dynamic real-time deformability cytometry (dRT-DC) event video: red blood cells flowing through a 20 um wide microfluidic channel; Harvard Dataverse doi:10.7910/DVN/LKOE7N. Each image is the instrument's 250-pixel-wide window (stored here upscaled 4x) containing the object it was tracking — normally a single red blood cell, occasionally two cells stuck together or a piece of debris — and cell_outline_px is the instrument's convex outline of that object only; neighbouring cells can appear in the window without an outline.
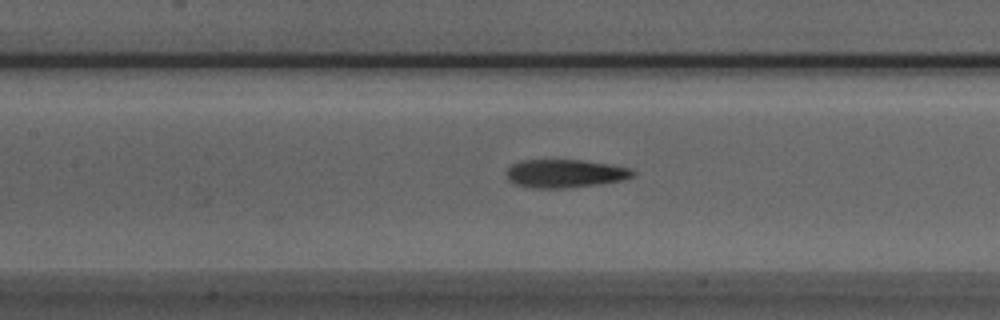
{"species": "Egyptian fruit bat (a non-hibernating species)", "species_latin": "Rousettus aegyptiacus", "temperature_condition": "room temperature", "stored_images_in_passage": 37, "camera_frame_rate_fps": 3000, "um_per_image_px": 0.085, "animal": {"sex": "male"}, "frame": {"image": 1, "passage_image": 8, "time_ms": 2.333, "image_size_px": [1000, 320], "cell_outline_px": [[636, 176], [620, 180], [564, 188], [536, 188], [516, 184], [508, 180], [508, 168], [512, 164], [520, 160], [580, 160], [612, 164], [632, 168], [636, 172]], "centroid_in_image_um": [48.06, 14.73], "position_along_channel_um": 159.3, "area_um2": 20.58}}
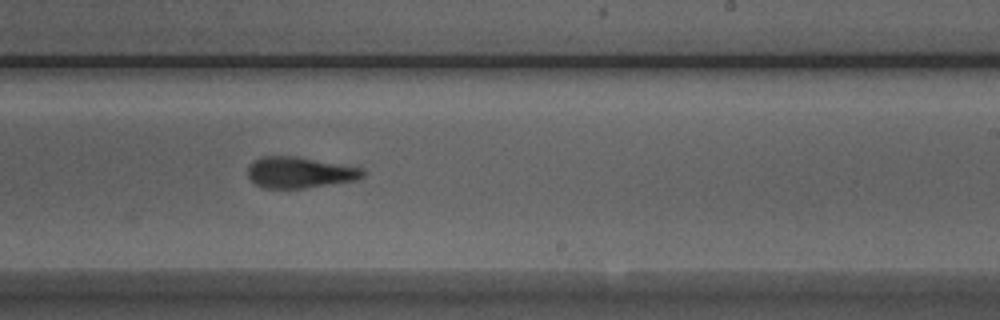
{"frame": {"image": 2, "passage_image": 16, "time_ms": 5.0, "image_size_px": [1000, 320], "cell_outline_px": [[368, 172], [360, 180], [300, 188], [264, 188], [256, 184], [248, 176], [248, 164], [252, 160], [260, 156], [296, 156], [364, 168]], "centroid_in_image_um": [25.5, 14.64], "position_along_channel_um": 263.5, "area_um2": 21.1}}
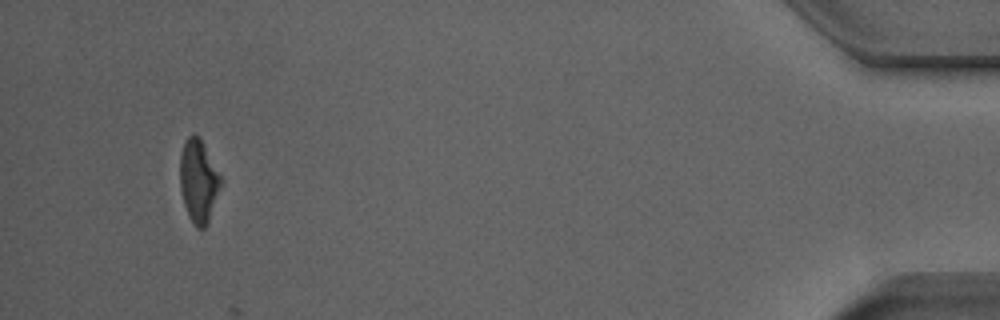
{"frame": {"image": 3, "passage_image": 34, "time_ms": 11.0, "image_size_px": [1000, 320], "cell_outline_px": [[220, 184], [208, 224], [204, 228], [196, 228], [184, 204], [180, 188], [180, 156], [184, 140], [188, 136], [200, 136], [220, 176]], "centroid_in_image_um": [16.85, 15.36], "position_along_channel_um": 418.4, "area_um2": 19.19}, "authors_computed_cell_mechanics": {"area_um2": 20.7502, "velocity_mm_per_s": 3.9228, "shape_relaxation_time_tau1_ms": null, "shape_relaxation_time_tau2_ms": 2.0084, "deformation_change_tau1": null, "deformation_change_tau2": 0.1004}}